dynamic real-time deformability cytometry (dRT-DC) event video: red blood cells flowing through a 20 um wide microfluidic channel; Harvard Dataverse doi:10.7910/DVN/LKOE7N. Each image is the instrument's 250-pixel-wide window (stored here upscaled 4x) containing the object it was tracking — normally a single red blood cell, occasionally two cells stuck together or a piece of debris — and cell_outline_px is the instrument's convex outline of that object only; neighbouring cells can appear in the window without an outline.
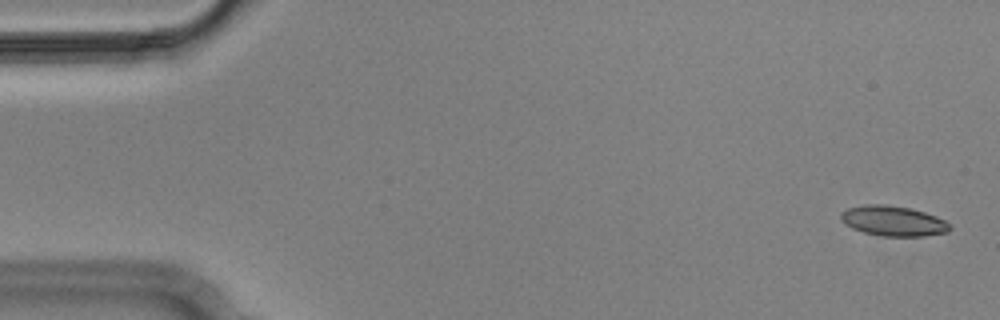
{"species": "Egyptian fruit bat (a non-hibernating species)", "species_latin": "Rousettus aegyptiacus", "temperature_condition": "cold", "stored_images_in_passage": 5, "camera_frame_rate_fps": 3000, "um_per_image_px": 0.085, "animal": {"sex": "male"}, "frame": {"image": 1, "passage_image": 1, "time_ms": 0.0, "image_size_px": [1000, 320], "cell_outline_px": [[952, 228], [948, 232], [924, 236], [880, 236], [864, 232], [852, 228], [844, 224], [840, 220], [840, 212], [848, 208], [864, 204], [888, 204], [912, 208], [936, 216], [944, 220]], "centroid_in_image_um": [75.89, 18.77], "position_along_channel_um": 9.1, "area_um2": 19.36}}